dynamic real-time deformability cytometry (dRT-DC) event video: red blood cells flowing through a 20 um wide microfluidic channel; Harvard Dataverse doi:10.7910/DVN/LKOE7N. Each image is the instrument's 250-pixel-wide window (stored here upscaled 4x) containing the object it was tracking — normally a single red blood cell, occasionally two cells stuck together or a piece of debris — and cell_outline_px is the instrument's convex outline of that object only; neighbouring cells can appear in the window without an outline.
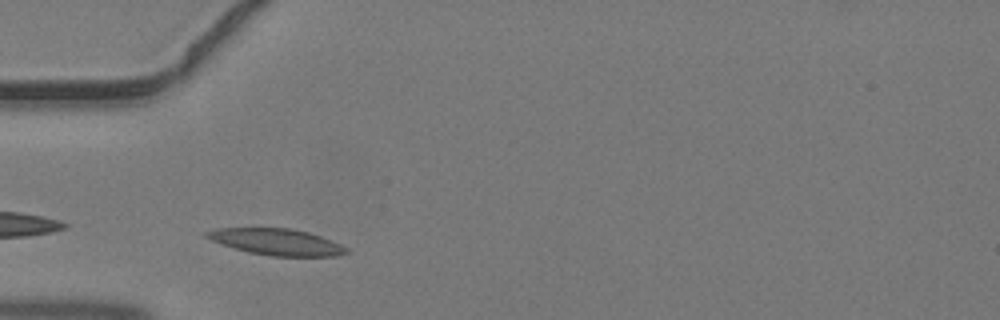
{"species": "common noctule bat (a hibernating species)", "species_latin": "Nyctalus noctula", "temperature_condition": "warm", "stored_images_in_passage": 28, "camera_frame_rate_fps": 3000, "um_per_image_px": 0.085, "animal": {"sex": "male", "body_mass_g": 19.2, "forearm_length_mm": 51.8}, "frame": {"image": 1, "passage_image": 1, "time_ms": 0.0, "image_size_px": [1000, 320], "cell_outline_px": [[352, 252], [336, 256], [272, 256], [248, 252], [220, 244], [204, 236], [204, 232], [216, 228], [292, 228], [308, 232], [320, 236], [340, 244], [348, 248]], "centroid_in_image_um": [23.51, 20.56], "position_along_channel_um": 61.5, "area_um2": 21.56}}
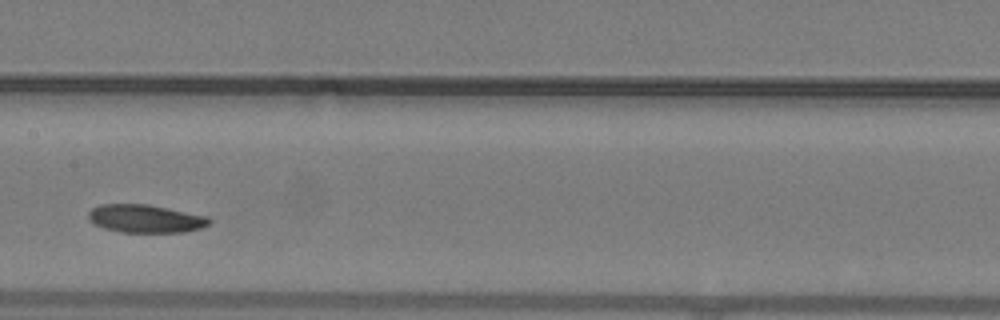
{"frame": {"image": 2, "passage_image": 10, "time_ms": 3.0, "image_size_px": [1000, 320], "cell_outline_px": [[212, 220], [208, 224], [200, 228], [184, 232], [120, 232], [104, 228], [88, 220], [88, 212], [92, 208], [100, 204], [148, 204], [208, 216]], "centroid_in_image_um": [12.35, 18.58], "position_along_channel_um": 195.0, "area_um2": 19.77}}
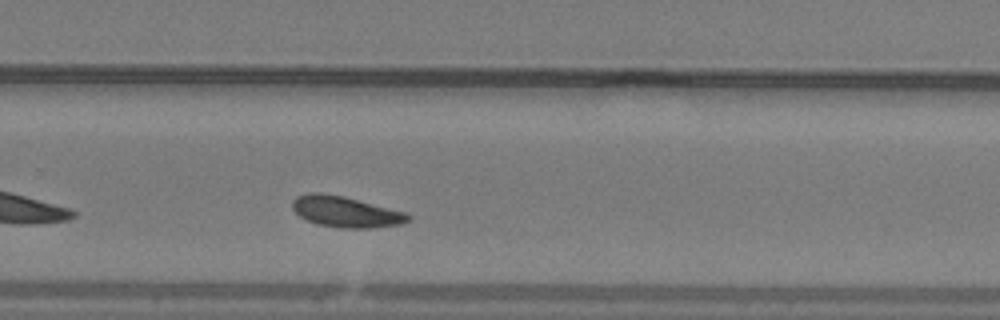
{"frame": {"image": 3, "passage_image": 17, "time_ms": 5.333, "image_size_px": [1000, 320], "cell_outline_px": [[412, 216], [408, 220], [400, 224], [368, 228], [340, 228], [320, 224], [308, 220], [300, 216], [292, 208], [292, 200], [296, 196], [308, 192], [320, 192], [344, 196], [408, 212]], "centroid_in_image_um": [29.39, 17.98], "position_along_channel_um": 300.4, "area_um2": 20.92}}